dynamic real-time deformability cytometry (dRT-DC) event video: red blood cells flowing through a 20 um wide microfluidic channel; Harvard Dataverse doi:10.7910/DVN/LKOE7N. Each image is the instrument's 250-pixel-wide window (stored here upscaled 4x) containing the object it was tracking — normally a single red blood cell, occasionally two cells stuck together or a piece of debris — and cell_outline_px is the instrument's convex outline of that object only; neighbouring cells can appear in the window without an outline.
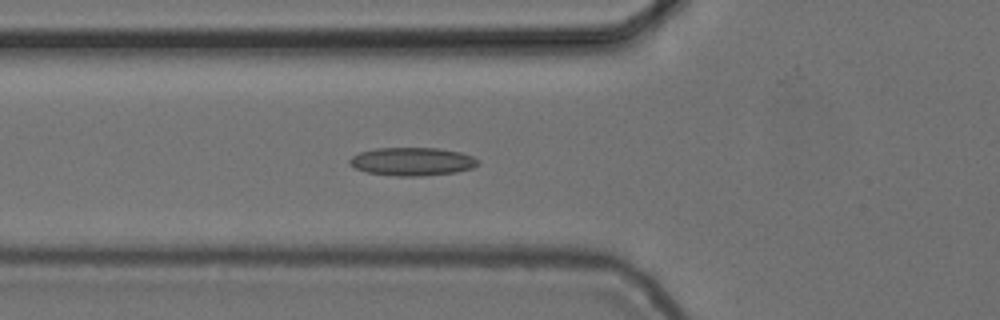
{"species": "common noctule bat (a hibernating species)", "species_latin": "Nyctalus noctula", "temperature_condition": "cold", "stored_images_in_passage": 10, "camera_frame_rate_fps": 3000, "um_per_image_px": 0.085, "animal": {"sex": "female", "body_mass_g": 24.6, "forearm_length_mm": 56.2}, "frame": {"image": 1, "passage_image": 9, "time_ms": 2.667, "image_size_px": [1000, 320], "cell_outline_px": [[480, 164], [472, 168], [456, 172], [424, 176], [396, 176], [368, 172], [356, 168], [348, 164], [348, 160], [352, 156], [360, 152], [376, 148], [436, 148], [460, 152], [472, 156], [480, 160]], "centroid_in_image_um": [35.05, 13.73], "position_along_channel_um": 90.7, "area_um2": 21.15}}